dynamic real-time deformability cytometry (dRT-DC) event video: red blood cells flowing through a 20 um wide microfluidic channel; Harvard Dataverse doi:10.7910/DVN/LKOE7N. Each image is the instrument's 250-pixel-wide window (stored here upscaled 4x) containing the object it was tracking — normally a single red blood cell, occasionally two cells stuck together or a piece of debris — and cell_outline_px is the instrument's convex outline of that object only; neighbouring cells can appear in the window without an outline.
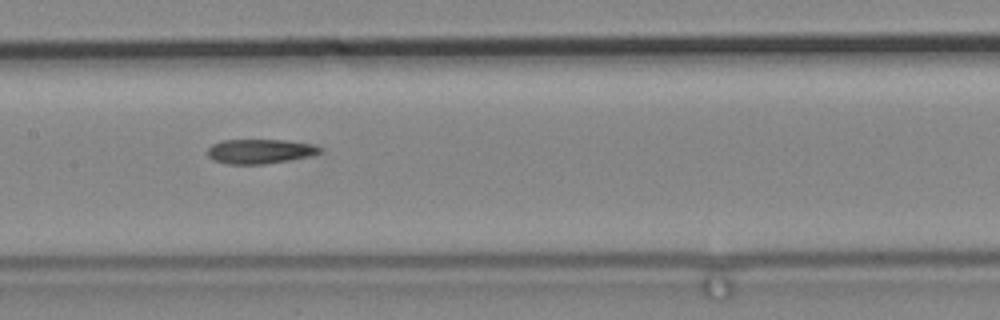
{"species": "common noctule bat (a hibernating species)", "species_latin": "Nyctalus noctula", "temperature_condition": "cold", "stored_images_in_passage": 15, "camera_frame_rate_fps": 3000, "um_per_image_px": 0.085, "animal": {"sex": "male", "body_mass_g": 19.2, "forearm_length_mm": 51.8}, "frame": {"image": 1, "passage_image": 7, "time_ms": 2.0, "image_size_px": [1000, 320], "cell_outline_px": [[320, 152], [308, 156], [288, 160], [264, 164], [228, 164], [212, 160], [208, 156], [208, 148], [212, 144], [220, 140], [284, 140], [312, 144], [320, 148]], "centroid_in_image_um": [22.02, 12.86], "position_along_channel_um": 185.4, "area_um2": 15.9}}
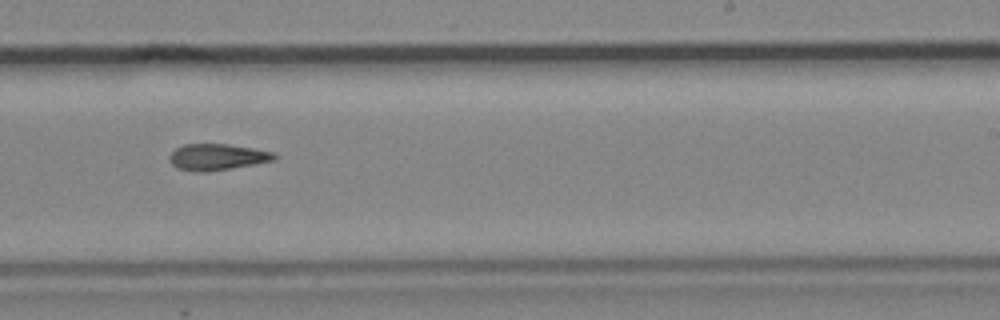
{"frame": {"image": 2, "passage_image": 9, "time_ms": 2.667, "image_size_px": [1000, 320], "cell_outline_px": [[280, 156], [276, 160], [232, 168], [208, 172], [192, 172], [176, 168], [168, 160], [168, 156], [176, 148], [184, 144], [228, 144], [276, 152]], "centroid_in_image_um": [18.47, 13.35], "position_along_channel_um": 270.5, "area_um2": 16.42}}
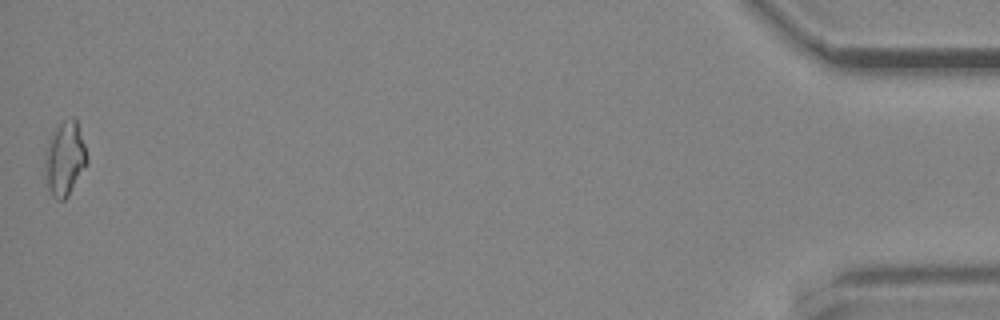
{"frame": {"image": 3, "passage_image": 15, "time_ms": 4.667, "image_size_px": [1000, 320], "cell_outline_px": [[88, 160], [68, 196], [64, 200], [56, 200], [52, 196], [44, 184], [44, 152], [52, 132], [64, 120], [72, 116], [76, 116], [84, 144]], "centroid_in_image_um": [5.46, 13.49], "position_along_channel_um": 429.7, "area_um2": 18.5}}